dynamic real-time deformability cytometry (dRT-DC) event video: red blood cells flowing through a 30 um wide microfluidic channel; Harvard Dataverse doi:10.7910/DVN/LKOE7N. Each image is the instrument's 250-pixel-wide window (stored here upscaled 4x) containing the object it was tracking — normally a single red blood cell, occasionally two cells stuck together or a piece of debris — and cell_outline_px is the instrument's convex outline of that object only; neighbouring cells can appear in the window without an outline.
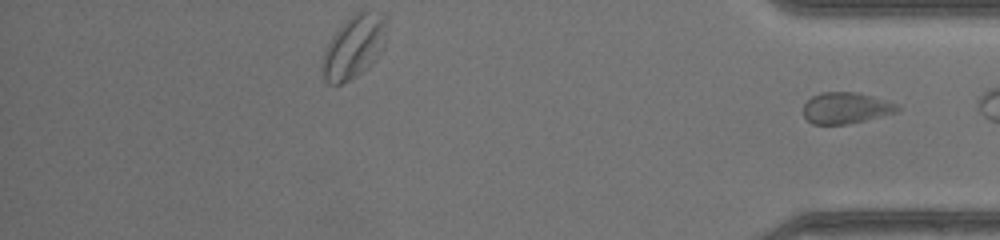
{"species": "common noctule bat (a hibernating species)", "species_latin": "Nyctalus noctula", "temperature_condition": "warm", "stored_images_in_passage": 38, "segment_of_instrument_passage": [2, 2], "camera_frame_rate_fps": 3000, "um_per_image_px": 0.085, "animal": {"sex": "female", "body_mass_g": 17.0, "forearm_length_mm": 48.0}, "frame": {"image": 1, "passage_image": 38, "time_ms": 12.333, "image_size_px": [1000, 240], "cell_outline_px": [[900, 108], [896, 112], [848, 124], [812, 124], [804, 116], [804, 104], [812, 96], [820, 92], [856, 92], [872, 96], [896, 104]], "centroid_in_image_um": [71.86, 9.17], "position_along_channel_um": 363.3, "area_um2": 16.88}}